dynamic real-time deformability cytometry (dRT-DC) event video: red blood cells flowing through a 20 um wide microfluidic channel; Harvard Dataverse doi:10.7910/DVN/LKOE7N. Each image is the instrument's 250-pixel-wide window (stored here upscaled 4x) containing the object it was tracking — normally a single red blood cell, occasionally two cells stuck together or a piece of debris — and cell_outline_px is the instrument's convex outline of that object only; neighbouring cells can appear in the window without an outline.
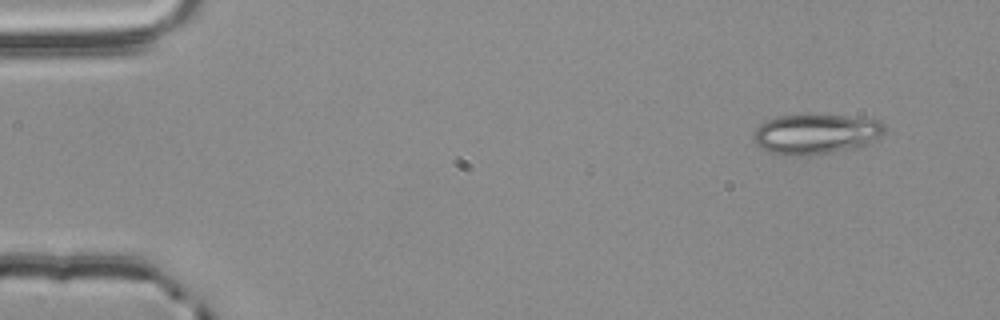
{"species": "common noctule bat (a hibernating species)", "species_latin": "Nyctalus noctula", "temperature_condition": "room temperature", "stored_images_in_passage": 38, "camera_frame_rate_fps": 3000, "um_per_image_px": 0.085, "animal": {"sex": "male", "body_mass_g": 20.4}, "frame": {"image": 1, "passage_image": 1, "time_ms": 0.0, "image_size_px": [1000, 320], "cell_outline_px": [[884, 132], [880, 136], [868, 144], [856, 148], [800, 156], [772, 152], [756, 144], [752, 140], [752, 136], [756, 128], [760, 124], [768, 120], [780, 116], [808, 112], [844, 116], [876, 120], [884, 124]], "centroid_in_image_um": [69.33, 11.35], "position_along_channel_um": 15.7, "area_um2": 30.75}}
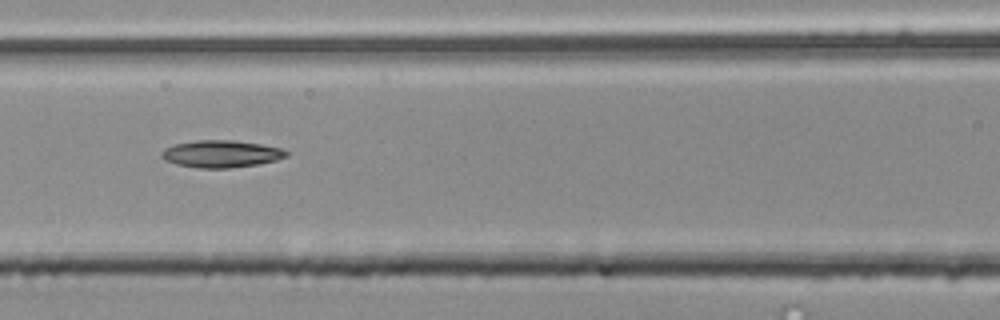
{"frame": {"image": 2, "passage_image": 21, "time_ms": 6.667, "image_size_px": [1000, 320], "cell_outline_px": [[288, 156], [276, 160], [260, 164], [228, 168], [196, 168], [176, 164], [164, 160], [160, 156], [160, 152], [164, 148], [172, 144], [196, 140], [232, 140], [260, 144], [280, 148], [288, 152]], "centroid_in_image_um": [18.75, 13.08], "position_along_channel_um": 147.9, "area_um2": 19.94}}
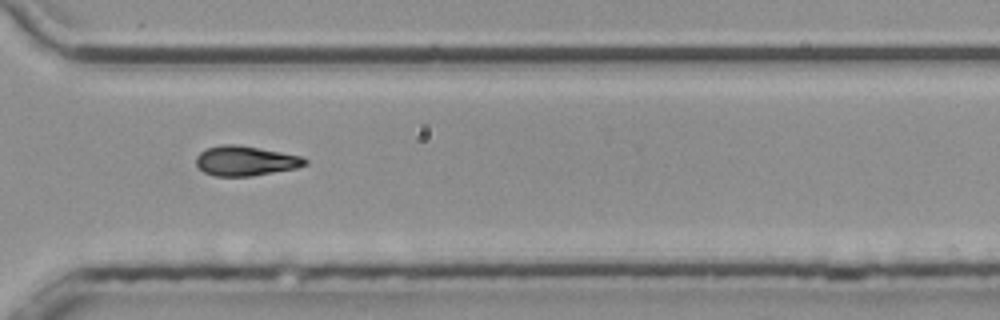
{"frame": {"image": 3, "passage_image": 37, "time_ms": 12.0, "image_size_px": [1000, 320], "cell_outline_px": [[308, 164], [296, 168], [252, 176], [216, 176], [204, 172], [196, 164], [196, 156], [204, 148], [220, 144], [236, 144], [260, 148], [300, 156], [308, 160]], "centroid_in_image_um": [20.84, 13.66], "position_along_channel_um": 349.8, "area_um2": 18.96}}